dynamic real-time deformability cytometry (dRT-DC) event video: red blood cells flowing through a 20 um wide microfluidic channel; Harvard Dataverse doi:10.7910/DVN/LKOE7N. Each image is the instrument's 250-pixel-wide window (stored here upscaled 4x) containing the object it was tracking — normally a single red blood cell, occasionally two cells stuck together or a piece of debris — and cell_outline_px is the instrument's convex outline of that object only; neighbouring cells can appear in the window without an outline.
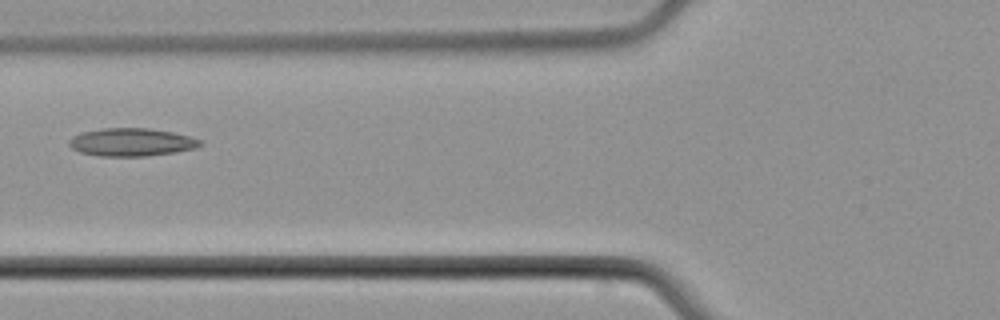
{"species": "common noctule bat (a hibernating species)", "species_latin": "Nyctalus noctula", "temperature_condition": "cold", "stored_images_in_passage": 6, "camera_frame_rate_fps": 3000, "um_per_image_px": 0.085, "animal": {"sex": "male", "body_mass_g": 21.5, "forearm_length_mm": 52.0}, "frame": {"image": 1, "passage_image": 6, "time_ms": 6.0, "image_size_px": [1000, 320], "cell_outline_px": [[204, 144], [196, 148], [176, 152], [148, 156], [100, 156], [80, 152], [72, 148], [68, 144], [68, 140], [72, 136], [80, 132], [104, 128], [148, 128], [172, 132], [188, 136], [200, 140]], "centroid_in_image_um": [11.16, 12.08], "position_along_channel_um": 114.6, "area_um2": 21.44}}